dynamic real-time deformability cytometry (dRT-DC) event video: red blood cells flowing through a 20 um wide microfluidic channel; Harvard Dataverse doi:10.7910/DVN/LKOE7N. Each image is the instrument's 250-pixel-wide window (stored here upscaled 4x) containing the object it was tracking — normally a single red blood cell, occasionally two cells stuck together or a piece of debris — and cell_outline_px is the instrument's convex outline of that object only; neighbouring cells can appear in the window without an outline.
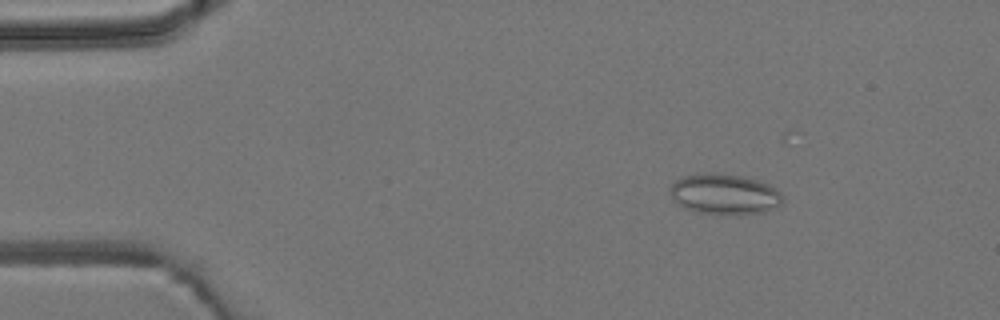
{"species": "common noctule bat (a hibernating species)", "species_latin": "Nyctalus noctula", "temperature_condition": "room temperature", "stored_images_in_passage": 5, "camera_frame_rate_fps": 3000, "um_per_image_px": 0.085, "animal": {"sex": "male", "body_mass_g": 19.2, "forearm_length_mm": 51.8}, "frame": {"image": 1, "passage_image": 3, "time_ms": 2.333, "image_size_px": [1000, 320], "cell_outline_px": [[780, 204], [776, 208], [764, 212], [692, 212], [676, 204], [672, 200], [668, 188], [676, 180], [684, 176], [704, 172], [712, 172], [740, 176], [756, 180], [768, 184], [776, 188], [780, 192]], "centroid_in_image_um": [61.49, 16.47], "position_along_channel_um": 23.5, "area_um2": 26.13}}